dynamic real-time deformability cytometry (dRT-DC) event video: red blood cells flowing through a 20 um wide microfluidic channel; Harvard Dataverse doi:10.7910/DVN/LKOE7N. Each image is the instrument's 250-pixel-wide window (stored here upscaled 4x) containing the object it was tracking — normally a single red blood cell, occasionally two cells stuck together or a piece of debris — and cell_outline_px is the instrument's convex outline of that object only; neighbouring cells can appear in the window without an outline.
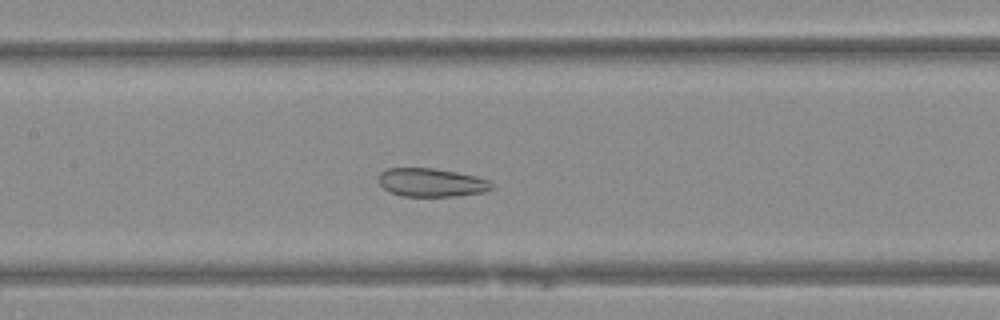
{"species": "Egyptian fruit bat (a non-hibernating species)", "species_latin": "Rousettus aegyptiacus", "temperature_condition": "warm", "stored_images_in_passage": 48, "camera_frame_rate_fps": 3000, "um_per_image_px": 0.085, "animal": {"sex": "female"}, "frame": {"image": 1, "passage_image": 22, "time_ms": 7.0, "image_size_px": [1000, 320], "cell_outline_px": [[492, 188], [484, 192], [456, 196], [400, 196], [384, 188], [380, 184], [380, 172], [388, 168], [432, 168], [456, 172], [476, 176], [488, 180], [492, 184]], "centroid_in_image_um": [36.68, 15.51], "position_along_channel_um": 170.7, "area_um2": 18.55}}
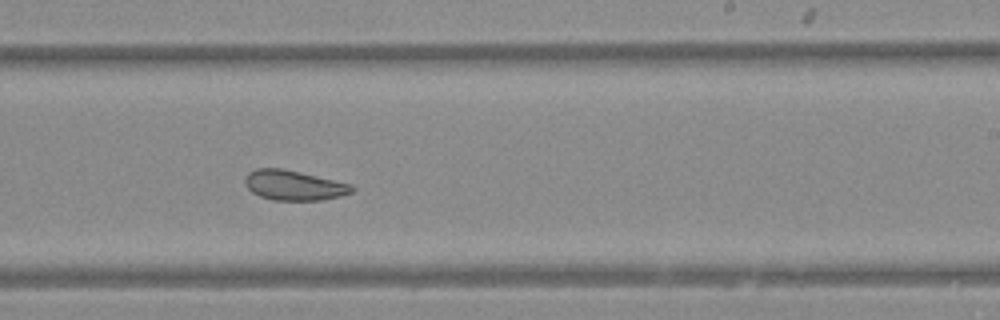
{"frame": {"image": 2, "passage_image": 29, "time_ms": 9.333, "image_size_px": [1000, 320], "cell_outline_px": [[356, 188], [352, 192], [340, 196], [324, 200], [272, 200], [260, 196], [252, 192], [248, 188], [244, 180], [248, 172], [256, 168], [280, 168], [300, 172], [352, 184]], "centroid_in_image_um": [24.99, 15.75], "position_along_channel_um": 264.0, "area_um2": 18.67}}
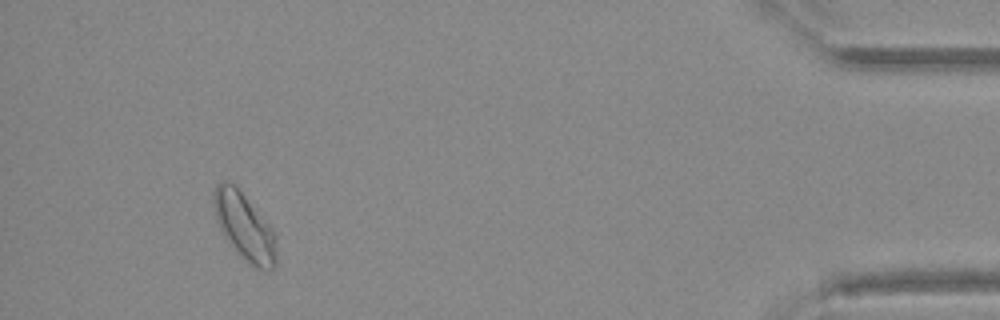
{"frame": {"image": 3, "passage_image": 45, "time_ms": 14.667, "image_size_px": [1000, 320], "cell_outline_px": [[276, 264], [272, 268], [256, 268], [248, 264], [228, 244], [216, 220], [212, 200], [212, 196], [216, 184], [220, 180], [224, 180], [232, 184], [244, 196], [276, 232]], "centroid_in_image_um": [20.75, 19.28], "position_along_channel_um": 414.4, "area_um2": 24.51}}